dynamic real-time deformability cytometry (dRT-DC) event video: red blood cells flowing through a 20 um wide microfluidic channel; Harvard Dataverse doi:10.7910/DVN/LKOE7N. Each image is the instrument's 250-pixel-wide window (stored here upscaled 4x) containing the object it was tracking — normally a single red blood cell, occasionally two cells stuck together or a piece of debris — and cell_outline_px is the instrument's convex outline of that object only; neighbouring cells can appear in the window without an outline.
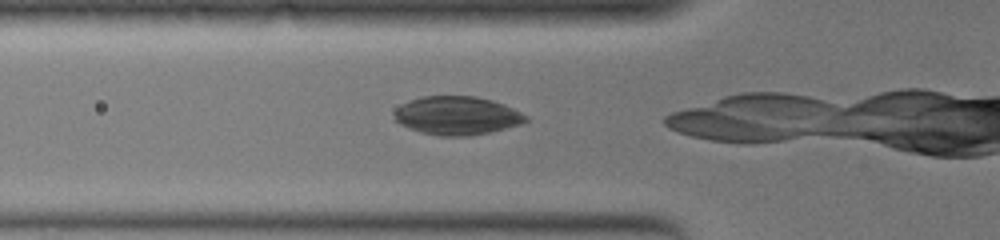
{"species": "common noctule bat (a hibernating species)", "species_latin": "Nyctalus noctula", "temperature_condition": "warm", "stored_images_in_passage": 8, "camera_frame_rate_fps": 3000, "um_per_image_px": 0.085, "animal": {"sex": "female", "body_mass_g": 19.0, "forearm_length_mm": 51.5}, "frame": {"image": 1, "passage_image": 2, "time_ms": 0.333, "image_size_px": [1000, 240], "cell_outline_px": [[528, 120], [520, 124], [488, 132], [468, 136], [436, 136], [420, 132], [408, 128], [392, 120], [396, 108], [400, 104], [420, 96], [476, 96], [492, 100], [504, 104], [528, 116]], "centroid_in_image_um": [38.78, 9.82], "position_along_channel_um": 87.0, "area_um2": 29.65}}